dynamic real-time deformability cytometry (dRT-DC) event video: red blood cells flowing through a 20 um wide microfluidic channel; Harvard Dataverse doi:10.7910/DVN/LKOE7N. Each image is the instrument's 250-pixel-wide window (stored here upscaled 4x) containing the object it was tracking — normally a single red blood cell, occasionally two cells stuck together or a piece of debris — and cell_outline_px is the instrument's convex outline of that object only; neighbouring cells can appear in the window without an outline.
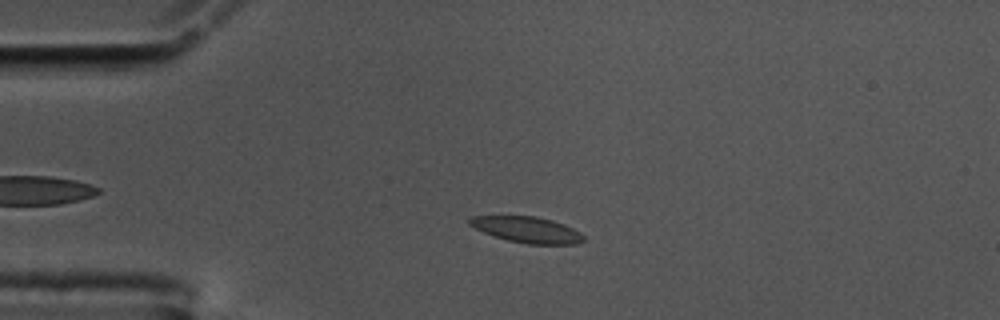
{"species": "common noctule bat (a hibernating species)", "species_latin": "Nyctalus noctula", "temperature_condition": "cold", "stored_images_in_passage": 54, "camera_frame_rate_fps": 3000, "um_per_image_px": 0.085, "animal": {"sex": "male", "body_mass_g": 17.5, "forearm_length_mm": 52.3}, "frame": {"image": 1, "passage_image": 10, "time_ms": 3.0, "image_size_px": [1000, 320], "cell_outline_px": [[584, 240], [576, 244], [528, 244], [508, 240], [484, 232], [468, 224], [468, 220], [472, 216], [536, 216], [552, 220], [564, 224], [580, 232], [584, 236]], "centroid_in_image_um": [44.82, 19.52], "position_along_channel_um": 40.2, "area_um2": 17.11}}
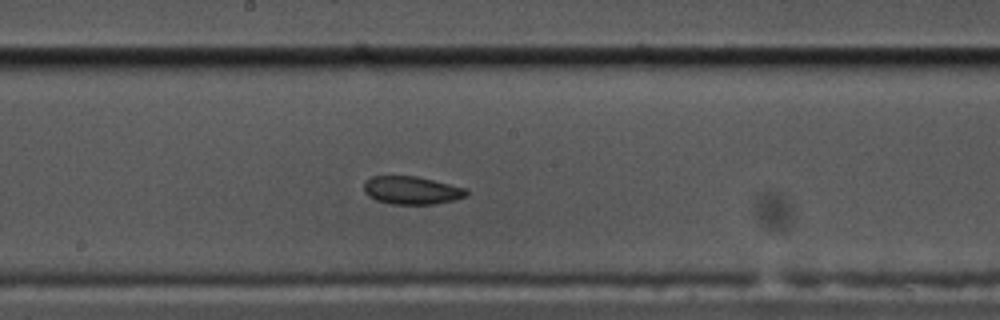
{"frame": {"image": 2, "passage_image": 27, "time_ms": 8.667, "image_size_px": [1000, 320], "cell_outline_px": [[468, 196], [452, 200], [432, 204], [392, 204], [376, 200], [368, 196], [364, 192], [364, 180], [372, 176], [416, 176], [468, 188]], "centroid_in_image_um": [34.99, 16.17], "position_along_channel_um": 213.2, "area_um2": 16.82}}
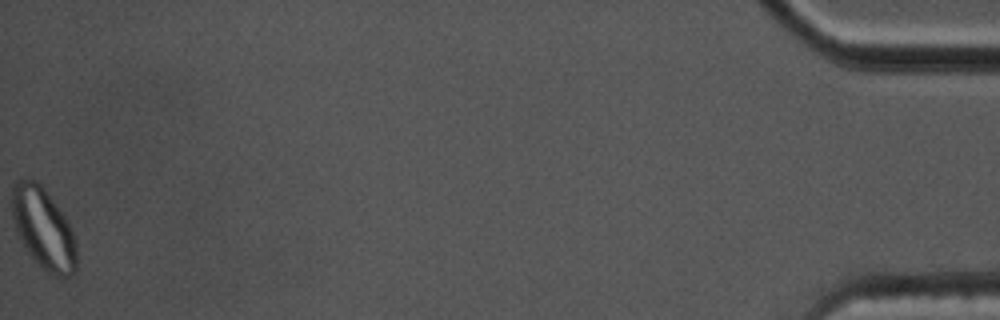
{"frame": {"image": 3, "passage_image": 54, "time_ms": 17.667, "image_size_px": [1000, 320], "cell_outline_px": [[76, 272], [72, 276], [64, 280], [52, 276], [28, 252], [16, 228], [12, 216], [12, 184], [20, 176], [28, 176], [36, 180], [44, 188], [68, 220], [72, 228], [76, 240]], "centroid_in_image_um": [3.72, 19.39], "position_along_channel_um": 431.5, "area_um2": 30.98}, "authors_computed_cell_mechanics": {"area_um2": 17.8313, "velocity_mm_per_s": 3.5322, "shape_relaxation_time_tau1_ms": null, "shape_relaxation_time_tau2_ms": 2.8524, "deformation_change_tau1": null, "deformation_change_tau2": 0.0792}}